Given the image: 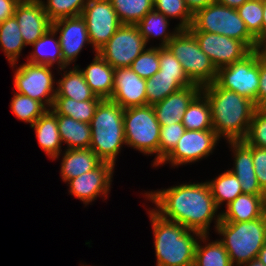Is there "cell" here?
I'll return each instance as SVG.
<instances>
[{
	"label": "cell",
	"mask_w": 266,
	"mask_h": 266,
	"mask_svg": "<svg viewBox=\"0 0 266 266\" xmlns=\"http://www.w3.org/2000/svg\"><path fill=\"white\" fill-rule=\"evenodd\" d=\"M266 104V59L259 54V89H258V107Z\"/></svg>",
	"instance_id": "45"
},
{
	"label": "cell",
	"mask_w": 266,
	"mask_h": 266,
	"mask_svg": "<svg viewBox=\"0 0 266 266\" xmlns=\"http://www.w3.org/2000/svg\"><path fill=\"white\" fill-rule=\"evenodd\" d=\"M90 149L103 161L115 165L125 142L124 108L110 99H102L90 122Z\"/></svg>",
	"instance_id": "4"
},
{
	"label": "cell",
	"mask_w": 266,
	"mask_h": 266,
	"mask_svg": "<svg viewBox=\"0 0 266 266\" xmlns=\"http://www.w3.org/2000/svg\"><path fill=\"white\" fill-rule=\"evenodd\" d=\"M57 34L58 33L51 27L45 34L36 40L32 44L34 51L27 58V62L51 67L57 62L59 66L58 68L63 69V57L59 38L57 40L54 38Z\"/></svg>",
	"instance_id": "26"
},
{
	"label": "cell",
	"mask_w": 266,
	"mask_h": 266,
	"mask_svg": "<svg viewBox=\"0 0 266 266\" xmlns=\"http://www.w3.org/2000/svg\"><path fill=\"white\" fill-rule=\"evenodd\" d=\"M14 93L10 108L18 119L30 123V126L48 110L43 103L24 94Z\"/></svg>",
	"instance_id": "36"
},
{
	"label": "cell",
	"mask_w": 266,
	"mask_h": 266,
	"mask_svg": "<svg viewBox=\"0 0 266 266\" xmlns=\"http://www.w3.org/2000/svg\"><path fill=\"white\" fill-rule=\"evenodd\" d=\"M181 122L161 125L159 139V163L174 149L181 136L185 133Z\"/></svg>",
	"instance_id": "42"
},
{
	"label": "cell",
	"mask_w": 266,
	"mask_h": 266,
	"mask_svg": "<svg viewBox=\"0 0 266 266\" xmlns=\"http://www.w3.org/2000/svg\"><path fill=\"white\" fill-rule=\"evenodd\" d=\"M159 73L168 76H187L182 64L169 51L167 47H159Z\"/></svg>",
	"instance_id": "43"
},
{
	"label": "cell",
	"mask_w": 266,
	"mask_h": 266,
	"mask_svg": "<svg viewBox=\"0 0 266 266\" xmlns=\"http://www.w3.org/2000/svg\"><path fill=\"white\" fill-rule=\"evenodd\" d=\"M52 28L59 32V42L63 57V68L75 62L83 46L91 44L84 18L79 16L66 17L52 22Z\"/></svg>",
	"instance_id": "15"
},
{
	"label": "cell",
	"mask_w": 266,
	"mask_h": 266,
	"mask_svg": "<svg viewBox=\"0 0 266 266\" xmlns=\"http://www.w3.org/2000/svg\"><path fill=\"white\" fill-rule=\"evenodd\" d=\"M102 99L95 97L93 100L76 101L68 97H55L51 110L79 122L90 123L95 109Z\"/></svg>",
	"instance_id": "30"
},
{
	"label": "cell",
	"mask_w": 266,
	"mask_h": 266,
	"mask_svg": "<svg viewBox=\"0 0 266 266\" xmlns=\"http://www.w3.org/2000/svg\"><path fill=\"white\" fill-rule=\"evenodd\" d=\"M257 258L259 259L261 263H263L266 266V243L264 244V246L258 253Z\"/></svg>",
	"instance_id": "51"
},
{
	"label": "cell",
	"mask_w": 266,
	"mask_h": 266,
	"mask_svg": "<svg viewBox=\"0 0 266 266\" xmlns=\"http://www.w3.org/2000/svg\"><path fill=\"white\" fill-rule=\"evenodd\" d=\"M249 33L259 44L262 41L263 1L249 0L237 8Z\"/></svg>",
	"instance_id": "37"
},
{
	"label": "cell",
	"mask_w": 266,
	"mask_h": 266,
	"mask_svg": "<svg viewBox=\"0 0 266 266\" xmlns=\"http://www.w3.org/2000/svg\"><path fill=\"white\" fill-rule=\"evenodd\" d=\"M216 232L224 237L219 241L225 247L232 265L241 266L257 258L266 243V213L252 221L220 220Z\"/></svg>",
	"instance_id": "5"
},
{
	"label": "cell",
	"mask_w": 266,
	"mask_h": 266,
	"mask_svg": "<svg viewBox=\"0 0 266 266\" xmlns=\"http://www.w3.org/2000/svg\"><path fill=\"white\" fill-rule=\"evenodd\" d=\"M206 182L218 209L223 202H226L227 206L238 195L243 194L239 180L230 170L220 174L214 180Z\"/></svg>",
	"instance_id": "33"
},
{
	"label": "cell",
	"mask_w": 266,
	"mask_h": 266,
	"mask_svg": "<svg viewBox=\"0 0 266 266\" xmlns=\"http://www.w3.org/2000/svg\"><path fill=\"white\" fill-rule=\"evenodd\" d=\"M200 92L201 87L193 84L154 104L153 108L160 126L181 122L189 104Z\"/></svg>",
	"instance_id": "20"
},
{
	"label": "cell",
	"mask_w": 266,
	"mask_h": 266,
	"mask_svg": "<svg viewBox=\"0 0 266 266\" xmlns=\"http://www.w3.org/2000/svg\"><path fill=\"white\" fill-rule=\"evenodd\" d=\"M216 69L242 60L251 50L240 40L209 32H191Z\"/></svg>",
	"instance_id": "14"
},
{
	"label": "cell",
	"mask_w": 266,
	"mask_h": 266,
	"mask_svg": "<svg viewBox=\"0 0 266 266\" xmlns=\"http://www.w3.org/2000/svg\"><path fill=\"white\" fill-rule=\"evenodd\" d=\"M249 0H215V2L223 4L230 8L237 9L238 7L242 6L245 2Z\"/></svg>",
	"instance_id": "48"
},
{
	"label": "cell",
	"mask_w": 266,
	"mask_h": 266,
	"mask_svg": "<svg viewBox=\"0 0 266 266\" xmlns=\"http://www.w3.org/2000/svg\"><path fill=\"white\" fill-rule=\"evenodd\" d=\"M103 161L90 148L66 149L61 162V177L64 182L92 171Z\"/></svg>",
	"instance_id": "24"
},
{
	"label": "cell",
	"mask_w": 266,
	"mask_h": 266,
	"mask_svg": "<svg viewBox=\"0 0 266 266\" xmlns=\"http://www.w3.org/2000/svg\"><path fill=\"white\" fill-rule=\"evenodd\" d=\"M81 16L86 22L89 39L95 53L122 25L110 0H88Z\"/></svg>",
	"instance_id": "12"
},
{
	"label": "cell",
	"mask_w": 266,
	"mask_h": 266,
	"mask_svg": "<svg viewBox=\"0 0 266 266\" xmlns=\"http://www.w3.org/2000/svg\"><path fill=\"white\" fill-rule=\"evenodd\" d=\"M25 46L32 45L51 27L41 0H20L14 12Z\"/></svg>",
	"instance_id": "17"
},
{
	"label": "cell",
	"mask_w": 266,
	"mask_h": 266,
	"mask_svg": "<svg viewBox=\"0 0 266 266\" xmlns=\"http://www.w3.org/2000/svg\"><path fill=\"white\" fill-rule=\"evenodd\" d=\"M14 87L17 93L24 94L43 103L51 109L56 96L51 66L32 64L20 65L14 73Z\"/></svg>",
	"instance_id": "11"
},
{
	"label": "cell",
	"mask_w": 266,
	"mask_h": 266,
	"mask_svg": "<svg viewBox=\"0 0 266 266\" xmlns=\"http://www.w3.org/2000/svg\"><path fill=\"white\" fill-rule=\"evenodd\" d=\"M159 46L145 49L130 65L143 79L151 78L159 71Z\"/></svg>",
	"instance_id": "40"
},
{
	"label": "cell",
	"mask_w": 266,
	"mask_h": 266,
	"mask_svg": "<svg viewBox=\"0 0 266 266\" xmlns=\"http://www.w3.org/2000/svg\"><path fill=\"white\" fill-rule=\"evenodd\" d=\"M154 10L167 18H179V29H188L193 22V14L184 0H153Z\"/></svg>",
	"instance_id": "38"
},
{
	"label": "cell",
	"mask_w": 266,
	"mask_h": 266,
	"mask_svg": "<svg viewBox=\"0 0 266 266\" xmlns=\"http://www.w3.org/2000/svg\"><path fill=\"white\" fill-rule=\"evenodd\" d=\"M226 211L220 213L224 222L252 221L266 213L265 195L243 193L238 195L226 206Z\"/></svg>",
	"instance_id": "21"
},
{
	"label": "cell",
	"mask_w": 266,
	"mask_h": 266,
	"mask_svg": "<svg viewBox=\"0 0 266 266\" xmlns=\"http://www.w3.org/2000/svg\"><path fill=\"white\" fill-rule=\"evenodd\" d=\"M244 141L250 146L266 148V109L257 107Z\"/></svg>",
	"instance_id": "41"
},
{
	"label": "cell",
	"mask_w": 266,
	"mask_h": 266,
	"mask_svg": "<svg viewBox=\"0 0 266 266\" xmlns=\"http://www.w3.org/2000/svg\"><path fill=\"white\" fill-rule=\"evenodd\" d=\"M234 153V167L230 171L237 177L243 193L265 195L258 184L252 159V146L244 140L227 141Z\"/></svg>",
	"instance_id": "19"
},
{
	"label": "cell",
	"mask_w": 266,
	"mask_h": 266,
	"mask_svg": "<svg viewBox=\"0 0 266 266\" xmlns=\"http://www.w3.org/2000/svg\"><path fill=\"white\" fill-rule=\"evenodd\" d=\"M20 0H0V23L14 16L15 8Z\"/></svg>",
	"instance_id": "46"
},
{
	"label": "cell",
	"mask_w": 266,
	"mask_h": 266,
	"mask_svg": "<svg viewBox=\"0 0 266 266\" xmlns=\"http://www.w3.org/2000/svg\"><path fill=\"white\" fill-rule=\"evenodd\" d=\"M149 217L154 234L156 266H193L197 239L206 243L209 235L188 230L175 221L161 217L153 209L149 210Z\"/></svg>",
	"instance_id": "3"
},
{
	"label": "cell",
	"mask_w": 266,
	"mask_h": 266,
	"mask_svg": "<svg viewBox=\"0 0 266 266\" xmlns=\"http://www.w3.org/2000/svg\"><path fill=\"white\" fill-rule=\"evenodd\" d=\"M193 85L187 76H168L159 72L146 79L147 105L161 102L168 95Z\"/></svg>",
	"instance_id": "25"
},
{
	"label": "cell",
	"mask_w": 266,
	"mask_h": 266,
	"mask_svg": "<svg viewBox=\"0 0 266 266\" xmlns=\"http://www.w3.org/2000/svg\"><path fill=\"white\" fill-rule=\"evenodd\" d=\"M211 107L212 127L217 136L228 141L244 140L257 109L255 102L234 91L221 88L215 81L201 87Z\"/></svg>",
	"instance_id": "2"
},
{
	"label": "cell",
	"mask_w": 266,
	"mask_h": 266,
	"mask_svg": "<svg viewBox=\"0 0 266 266\" xmlns=\"http://www.w3.org/2000/svg\"><path fill=\"white\" fill-rule=\"evenodd\" d=\"M257 51L259 52L260 56L266 59V38H264L257 47Z\"/></svg>",
	"instance_id": "50"
},
{
	"label": "cell",
	"mask_w": 266,
	"mask_h": 266,
	"mask_svg": "<svg viewBox=\"0 0 266 266\" xmlns=\"http://www.w3.org/2000/svg\"><path fill=\"white\" fill-rule=\"evenodd\" d=\"M266 38V0L263 1L262 40Z\"/></svg>",
	"instance_id": "49"
},
{
	"label": "cell",
	"mask_w": 266,
	"mask_h": 266,
	"mask_svg": "<svg viewBox=\"0 0 266 266\" xmlns=\"http://www.w3.org/2000/svg\"><path fill=\"white\" fill-rule=\"evenodd\" d=\"M241 266H265L258 258L252 259L250 262L244 263Z\"/></svg>",
	"instance_id": "52"
},
{
	"label": "cell",
	"mask_w": 266,
	"mask_h": 266,
	"mask_svg": "<svg viewBox=\"0 0 266 266\" xmlns=\"http://www.w3.org/2000/svg\"><path fill=\"white\" fill-rule=\"evenodd\" d=\"M190 32H209L242 41L251 51L257 50V40L249 33L237 9L214 2L193 15Z\"/></svg>",
	"instance_id": "6"
},
{
	"label": "cell",
	"mask_w": 266,
	"mask_h": 266,
	"mask_svg": "<svg viewBox=\"0 0 266 266\" xmlns=\"http://www.w3.org/2000/svg\"><path fill=\"white\" fill-rule=\"evenodd\" d=\"M181 123L186 130H213L211 107L202 92L191 101Z\"/></svg>",
	"instance_id": "31"
},
{
	"label": "cell",
	"mask_w": 266,
	"mask_h": 266,
	"mask_svg": "<svg viewBox=\"0 0 266 266\" xmlns=\"http://www.w3.org/2000/svg\"><path fill=\"white\" fill-rule=\"evenodd\" d=\"M160 123L152 105L124 109L125 142L144 154H156L153 166L159 164Z\"/></svg>",
	"instance_id": "8"
},
{
	"label": "cell",
	"mask_w": 266,
	"mask_h": 266,
	"mask_svg": "<svg viewBox=\"0 0 266 266\" xmlns=\"http://www.w3.org/2000/svg\"><path fill=\"white\" fill-rule=\"evenodd\" d=\"M24 46L23 37L15 16L9 17L0 23V47L11 66L16 65Z\"/></svg>",
	"instance_id": "32"
},
{
	"label": "cell",
	"mask_w": 266,
	"mask_h": 266,
	"mask_svg": "<svg viewBox=\"0 0 266 266\" xmlns=\"http://www.w3.org/2000/svg\"><path fill=\"white\" fill-rule=\"evenodd\" d=\"M146 45L136 25L122 24L97 53L114 69L126 68L145 50Z\"/></svg>",
	"instance_id": "10"
},
{
	"label": "cell",
	"mask_w": 266,
	"mask_h": 266,
	"mask_svg": "<svg viewBox=\"0 0 266 266\" xmlns=\"http://www.w3.org/2000/svg\"><path fill=\"white\" fill-rule=\"evenodd\" d=\"M215 82L223 89L249 98L258 107L259 52L251 51L242 60L219 68Z\"/></svg>",
	"instance_id": "9"
},
{
	"label": "cell",
	"mask_w": 266,
	"mask_h": 266,
	"mask_svg": "<svg viewBox=\"0 0 266 266\" xmlns=\"http://www.w3.org/2000/svg\"><path fill=\"white\" fill-rule=\"evenodd\" d=\"M187 8L194 15L198 10L206 8L211 5L215 0H184Z\"/></svg>",
	"instance_id": "47"
},
{
	"label": "cell",
	"mask_w": 266,
	"mask_h": 266,
	"mask_svg": "<svg viewBox=\"0 0 266 266\" xmlns=\"http://www.w3.org/2000/svg\"><path fill=\"white\" fill-rule=\"evenodd\" d=\"M145 196L157 206V209L153 210L161 217L202 235L209 234L213 218L216 219L214 227L221 220L207 182L185 183L164 190L146 192Z\"/></svg>",
	"instance_id": "1"
},
{
	"label": "cell",
	"mask_w": 266,
	"mask_h": 266,
	"mask_svg": "<svg viewBox=\"0 0 266 266\" xmlns=\"http://www.w3.org/2000/svg\"><path fill=\"white\" fill-rule=\"evenodd\" d=\"M121 24L136 25L154 9L153 0H110Z\"/></svg>",
	"instance_id": "34"
},
{
	"label": "cell",
	"mask_w": 266,
	"mask_h": 266,
	"mask_svg": "<svg viewBox=\"0 0 266 266\" xmlns=\"http://www.w3.org/2000/svg\"><path fill=\"white\" fill-rule=\"evenodd\" d=\"M166 47L182 64L183 71L193 84L202 87L216 80V67L188 29H180Z\"/></svg>",
	"instance_id": "7"
},
{
	"label": "cell",
	"mask_w": 266,
	"mask_h": 266,
	"mask_svg": "<svg viewBox=\"0 0 266 266\" xmlns=\"http://www.w3.org/2000/svg\"><path fill=\"white\" fill-rule=\"evenodd\" d=\"M41 3L47 16L53 22L61 18L81 15L88 0H47L46 3L41 0Z\"/></svg>",
	"instance_id": "39"
},
{
	"label": "cell",
	"mask_w": 266,
	"mask_h": 266,
	"mask_svg": "<svg viewBox=\"0 0 266 266\" xmlns=\"http://www.w3.org/2000/svg\"><path fill=\"white\" fill-rule=\"evenodd\" d=\"M114 164L102 162L92 171L85 172L76 178L67 181L69 192L87 205L99 195L108 197L111 179L113 178Z\"/></svg>",
	"instance_id": "16"
},
{
	"label": "cell",
	"mask_w": 266,
	"mask_h": 266,
	"mask_svg": "<svg viewBox=\"0 0 266 266\" xmlns=\"http://www.w3.org/2000/svg\"><path fill=\"white\" fill-rule=\"evenodd\" d=\"M114 70L98 53L86 69H80L92 92L101 99H110L112 96Z\"/></svg>",
	"instance_id": "22"
},
{
	"label": "cell",
	"mask_w": 266,
	"mask_h": 266,
	"mask_svg": "<svg viewBox=\"0 0 266 266\" xmlns=\"http://www.w3.org/2000/svg\"><path fill=\"white\" fill-rule=\"evenodd\" d=\"M252 159L258 184L266 193V148L252 146Z\"/></svg>",
	"instance_id": "44"
},
{
	"label": "cell",
	"mask_w": 266,
	"mask_h": 266,
	"mask_svg": "<svg viewBox=\"0 0 266 266\" xmlns=\"http://www.w3.org/2000/svg\"><path fill=\"white\" fill-rule=\"evenodd\" d=\"M199 241L198 239L193 266H233L225 247L219 240L206 243L205 246H201Z\"/></svg>",
	"instance_id": "35"
},
{
	"label": "cell",
	"mask_w": 266,
	"mask_h": 266,
	"mask_svg": "<svg viewBox=\"0 0 266 266\" xmlns=\"http://www.w3.org/2000/svg\"><path fill=\"white\" fill-rule=\"evenodd\" d=\"M56 115L61 142L68 144V149L90 148V123L79 122L61 114Z\"/></svg>",
	"instance_id": "28"
},
{
	"label": "cell",
	"mask_w": 266,
	"mask_h": 266,
	"mask_svg": "<svg viewBox=\"0 0 266 266\" xmlns=\"http://www.w3.org/2000/svg\"><path fill=\"white\" fill-rule=\"evenodd\" d=\"M78 68L79 66L76 65L73 69L69 68L70 71H64L66 67L60 69V71L63 70L64 74L62 79L56 82L55 97H68L76 101L93 100L96 97Z\"/></svg>",
	"instance_id": "27"
},
{
	"label": "cell",
	"mask_w": 266,
	"mask_h": 266,
	"mask_svg": "<svg viewBox=\"0 0 266 266\" xmlns=\"http://www.w3.org/2000/svg\"><path fill=\"white\" fill-rule=\"evenodd\" d=\"M136 26L140 34L144 37L146 44L149 42L150 38L160 37L162 43H160L161 45H159V47H166L180 30L176 26L173 32H167L169 26L168 18L154 9L148 12Z\"/></svg>",
	"instance_id": "29"
},
{
	"label": "cell",
	"mask_w": 266,
	"mask_h": 266,
	"mask_svg": "<svg viewBox=\"0 0 266 266\" xmlns=\"http://www.w3.org/2000/svg\"><path fill=\"white\" fill-rule=\"evenodd\" d=\"M214 130H185L174 149L157 165L190 164L212 154L219 141Z\"/></svg>",
	"instance_id": "13"
},
{
	"label": "cell",
	"mask_w": 266,
	"mask_h": 266,
	"mask_svg": "<svg viewBox=\"0 0 266 266\" xmlns=\"http://www.w3.org/2000/svg\"><path fill=\"white\" fill-rule=\"evenodd\" d=\"M35 130L38 144L52 160L58 158L61 149V139L58 131L57 115L48 109L31 126Z\"/></svg>",
	"instance_id": "23"
},
{
	"label": "cell",
	"mask_w": 266,
	"mask_h": 266,
	"mask_svg": "<svg viewBox=\"0 0 266 266\" xmlns=\"http://www.w3.org/2000/svg\"><path fill=\"white\" fill-rule=\"evenodd\" d=\"M146 79L138 76L130 67L114 70V90L110 100L122 108L147 105Z\"/></svg>",
	"instance_id": "18"
}]
</instances>
